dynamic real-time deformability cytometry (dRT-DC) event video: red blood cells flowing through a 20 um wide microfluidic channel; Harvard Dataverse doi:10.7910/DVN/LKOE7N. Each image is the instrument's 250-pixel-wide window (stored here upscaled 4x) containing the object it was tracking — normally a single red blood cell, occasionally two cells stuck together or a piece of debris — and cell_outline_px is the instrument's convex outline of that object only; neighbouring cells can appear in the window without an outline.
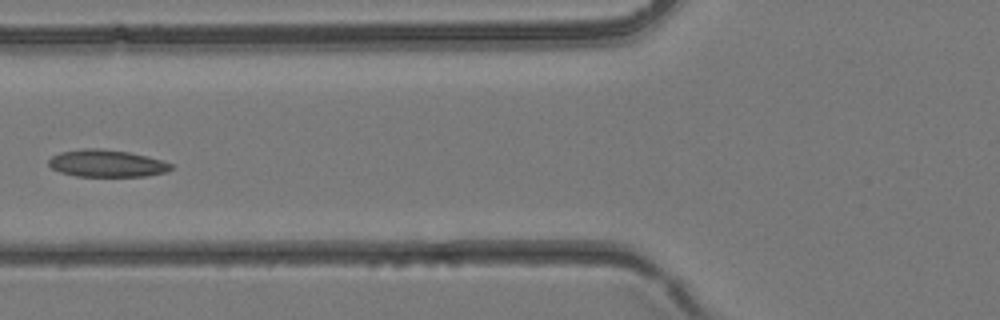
{"species": "common noctule bat (a hibernating species)", "species_latin": "Nyctalus noctula", "temperature_condition": "room temperature", "stored_images_in_passage": 5, "camera_frame_rate_fps": 3000, "um_per_image_px": 0.085, "animal": {"sex": "female", "body_mass_g": 24.6, "forearm_length_mm": 56.2}, "frame": {"image": 1, "passage_image": 5, "time_ms": 1.333, "image_size_px": [1000, 320], "cell_outline_px": [[172, 168], [164, 172], [144, 176], [76, 176], [60, 172], [52, 168], [48, 164], [48, 160], [52, 156], [60, 152], [84, 148], [100, 148], [128, 152], [148, 156], [164, 160], [172, 164]], "centroid_in_image_um": [9.06, 13.88], "position_along_channel_um": 116.7, "area_um2": 19.36}}